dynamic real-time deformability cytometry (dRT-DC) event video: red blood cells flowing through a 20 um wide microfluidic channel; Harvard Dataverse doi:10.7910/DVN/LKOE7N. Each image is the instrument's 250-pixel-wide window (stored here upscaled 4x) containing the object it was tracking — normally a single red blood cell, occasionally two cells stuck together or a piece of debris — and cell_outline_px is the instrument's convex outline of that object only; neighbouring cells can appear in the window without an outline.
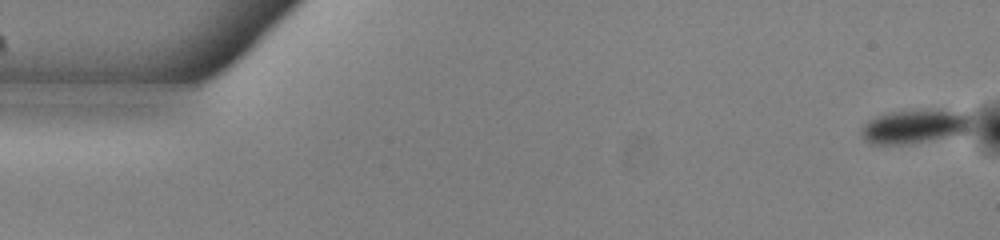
{"species": "common noctule bat (a hibernating species)", "species_latin": "Nyctalus noctula", "temperature_condition": "warm", "stored_images_in_passage": 15, "camera_frame_rate_fps": 3000, "um_per_image_px": 0.085, "animal": {"sex": "male", "body_mass_g": 13.0, "forearm_length_mm": 53.1}, "frame": {"image": 1, "passage_image": 1, "time_ms": 0.0, "image_size_px": [1000, 240], "cell_outline_px": [[968, 124], [956, 136], [908, 144], [868, 144], [864, 140], [860, 132], [864, 124], [868, 120], [876, 116], [892, 112], [928, 108], [936, 108], [964, 112], [968, 116]], "centroid_in_image_um": [77.67, 10.74], "position_along_channel_um": 7.3, "area_um2": 21.85}}
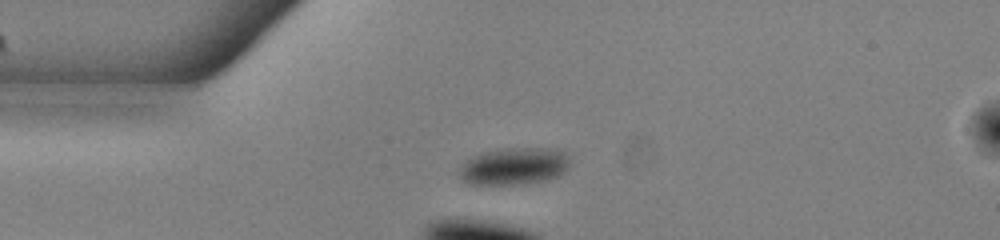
{"frame": {"image": 2, "passage_image": 13, "time_ms": 4.0, "image_size_px": [1000, 240], "cell_outline_px": [[568, 168], [564, 172], [556, 176], [540, 180], [516, 184], [472, 184], [464, 180], [460, 176], [460, 168], [472, 156], [484, 152], [504, 148], [548, 148], [564, 152], [568, 156]], "centroid_in_image_um": [43.7, 14.11], "position_along_channel_um": 41.3, "area_um2": 23.35}}